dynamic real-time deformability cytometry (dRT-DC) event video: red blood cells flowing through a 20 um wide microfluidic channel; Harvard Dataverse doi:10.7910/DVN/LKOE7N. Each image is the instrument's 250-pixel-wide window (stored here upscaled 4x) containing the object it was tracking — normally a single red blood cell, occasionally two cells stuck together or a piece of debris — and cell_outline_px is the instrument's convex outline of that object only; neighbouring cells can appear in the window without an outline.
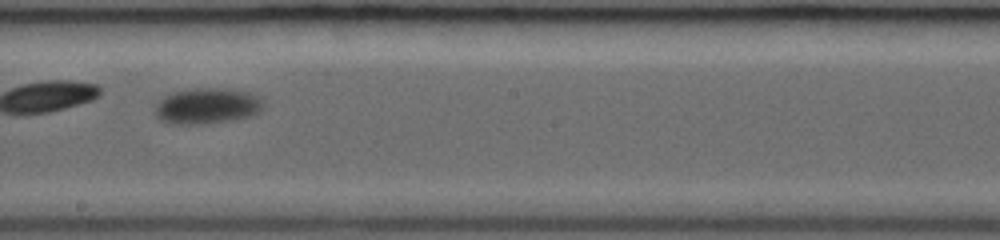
{"species": "common noctule bat (a hibernating species)", "species_latin": "Nyctalus noctula", "temperature_condition": "room temperature", "stored_images_in_passage": 37, "camera_frame_rate_fps": 3000, "um_per_image_px": 0.085, "animal": {"sex": "female", "body_mass_g": 19.0, "forearm_length_mm": 53.3}, "frame": {"image": 1, "passage_image": 18, "time_ms": 5.667, "image_size_px": [1000, 240], "cell_outline_px": [[264, 108], [260, 112], [252, 116], [204, 124], [176, 124], [160, 120], [156, 116], [156, 104], [164, 96], [172, 92], [192, 88], [224, 88], [248, 92], [260, 96], [264, 104]], "centroid_in_image_um": [17.64, 9.0], "position_along_channel_um": 230.6, "area_um2": 22.77}}
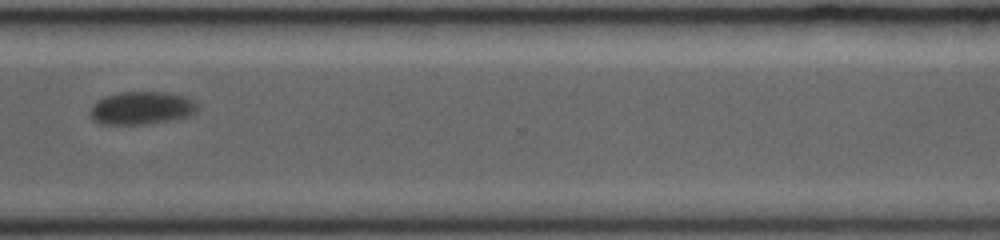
{"frame": {"image": 2, "passage_image": 27, "time_ms": 8.667, "image_size_px": [1000, 240], "cell_outline_px": [[200, 108], [196, 112], [188, 116], [168, 120], [144, 124], [100, 124], [92, 120], [88, 116], [88, 112], [92, 104], [96, 100], [104, 96], [120, 92], [164, 92], [188, 96], [196, 100], [200, 104]], "centroid_in_image_um": [12.03, 9.17], "position_along_channel_um": 358.6, "area_um2": 21.1}}
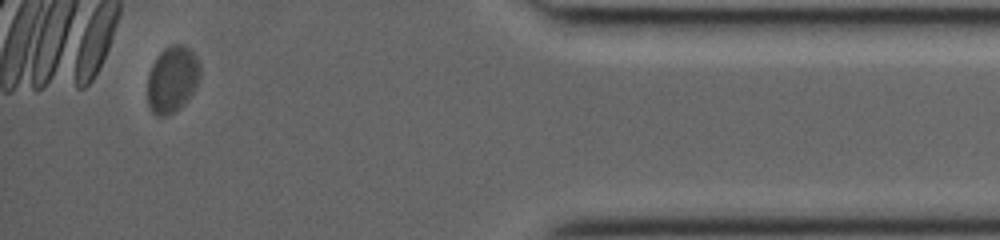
{"frame": {"image": 3, "passage_image": 34, "time_ms": 11.0, "image_size_px": [1000, 240], "cell_outline_px": [[200, 76], [196, 88], [184, 104], [176, 112], [164, 116], [160, 116], [152, 112], [148, 104], [148, 72], [156, 56], [164, 48], [172, 44], [180, 44], [188, 48], [196, 56], [200, 64]], "centroid_in_image_um": [14.64, 6.74], "position_along_channel_um": 420.6, "area_um2": 20.58}}